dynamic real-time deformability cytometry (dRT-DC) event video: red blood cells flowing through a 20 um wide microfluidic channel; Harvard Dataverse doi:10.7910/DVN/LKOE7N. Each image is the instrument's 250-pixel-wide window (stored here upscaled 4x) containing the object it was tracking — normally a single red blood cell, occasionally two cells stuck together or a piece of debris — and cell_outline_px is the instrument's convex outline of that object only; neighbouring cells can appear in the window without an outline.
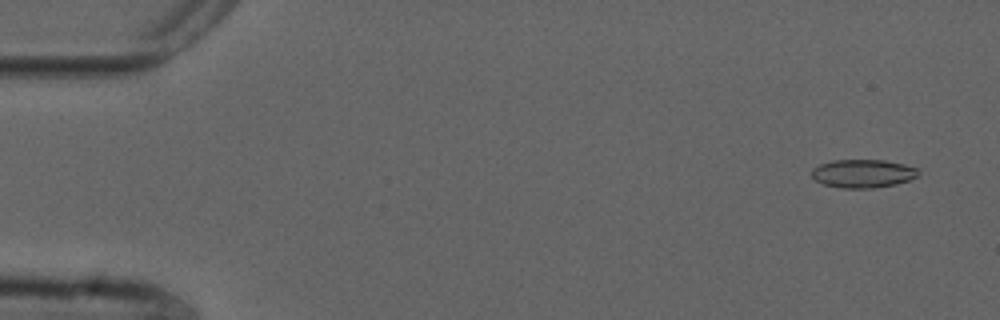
{"species": "common noctule bat (a hibernating species)", "species_latin": "Nyctalus noctula", "temperature_condition": "cold", "stored_images_in_passage": 15, "camera_frame_rate_fps": 3000, "um_per_image_px": 0.085, "animal": {"sex": "male", "forearm_length_mm": 52.5}, "frame": {"image": 1, "passage_image": 3, "time_ms": 0.667, "image_size_px": [1000, 320], "cell_outline_px": [[920, 176], [896, 184], [872, 188], [840, 188], [824, 184], [816, 180], [812, 176], [812, 168], [820, 164], [832, 160], [884, 160], [904, 164], [916, 168], [920, 172]], "centroid_in_image_um": [73.36, 14.75], "position_along_channel_um": 11.6, "area_um2": 17.63}}
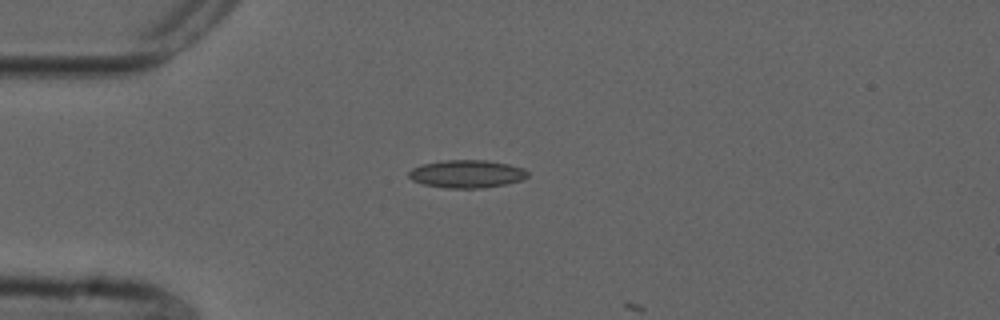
{"frame": {"image": 2, "passage_image": 14, "time_ms": 4.333, "image_size_px": [1000, 320], "cell_outline_px": [[528, 176], [520, 180], [504, 184], [484, 188], [448, 188], [424, 184], [412, 180], [408, 176], [408, 172], [412, 168], [420, 164], [444, 160], [488, 160], [508, 164], [524, 168], [528, 172]], "centroid_in_image_um": [39.66, 14.77], "position_along_channel_um": 45.3, "area_um2": 19.31}}